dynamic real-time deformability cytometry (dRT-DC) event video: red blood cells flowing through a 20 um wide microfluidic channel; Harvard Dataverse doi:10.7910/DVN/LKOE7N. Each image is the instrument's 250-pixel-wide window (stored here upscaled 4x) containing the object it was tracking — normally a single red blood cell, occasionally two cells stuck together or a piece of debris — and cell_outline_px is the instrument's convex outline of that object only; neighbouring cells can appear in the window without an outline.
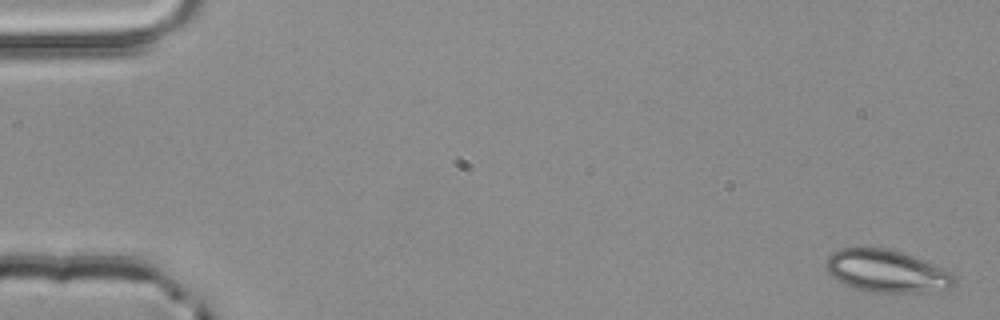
{"species": "common noctule bat (a hibernating species)", "species_latin": "Nyctalus noctula", "temperature_condition": "room temperature", "stored_images_in_passage": 4, "camera_frame_rate_fps": 3000, "um_per_image_px": 0.085, "animal": {"sex": "male", "body_mass_g": 20.4}, "frame": {"image": 1, "passage_image": 1, "time_ms": 0.0, "image_size_px": [1000, 320], "cell_outline_px": [[956, 284], [948, 288], [928, 292], [868, 292], [852, 288], [836, 280], [824, 268], [824, 264], [828, 256], [836, 248], [888, 248], [924, 260], [956, 276]], "centroid_in_image_um": [75.3, 23.05], "position_along_channel_um": 9.7, "area_um2": 31.85}}